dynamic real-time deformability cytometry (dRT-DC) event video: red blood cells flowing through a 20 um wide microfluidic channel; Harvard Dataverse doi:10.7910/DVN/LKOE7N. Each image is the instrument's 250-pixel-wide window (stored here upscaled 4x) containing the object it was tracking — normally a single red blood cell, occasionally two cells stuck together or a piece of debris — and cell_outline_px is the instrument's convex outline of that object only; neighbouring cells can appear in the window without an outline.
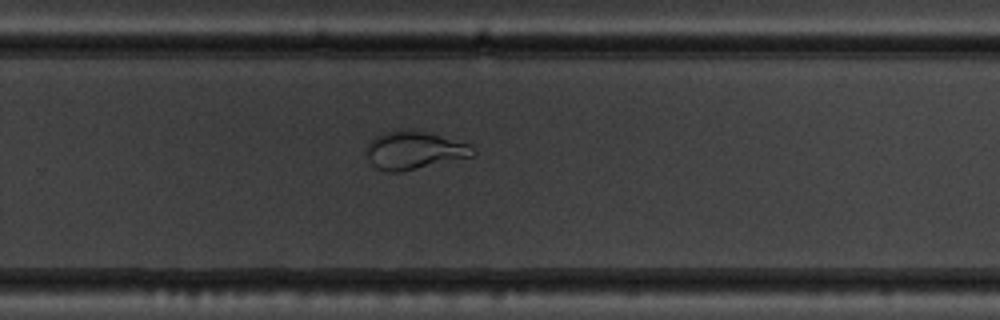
{"species": "common noctule bat (a hibernating species)", "species_latin": "Nyctalus noctula", "temperature_condition": "warm", "stored_images_in_passage": 54, "camera_frame_rate_fps": 3000, "um_per_image_px": 0.085, "animal": {"sex": "male", "body_mass_g": 19.5, "forearm_length_mm": 54.6}, "frame": {"image": 1, "passage_image": 36, "time_ms": 11.667, "image_size_px": [1000, 320], "cell_outline_px": [[476, 152], [472, 156], [400, 172], [388, 172], [376, 168], [368, 160], [368, 144], [380, 132], [400, 128], [408, 128], [428, 132], [468, 144]], "centroid_in_image_um": [35.16, 12.75], "position_along_channel_um": 294.6, "area_um2": 23.52}}
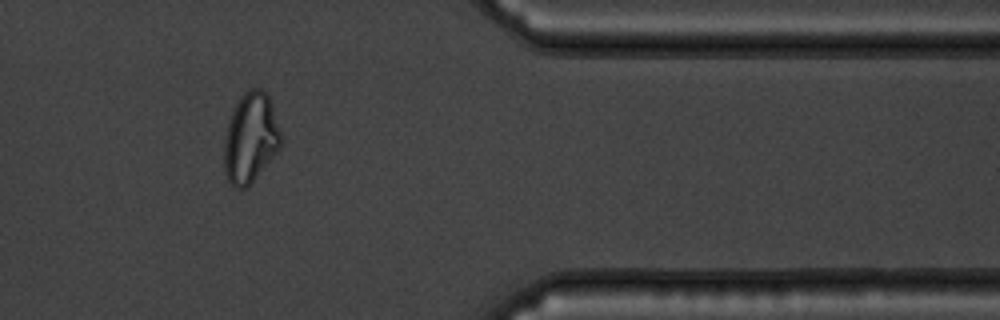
{"frame": {"image": 2, "passage_image": 45, "time_ms": 14.667, "image_size_px": [1000, 320], "cell_outline_px": [[284, 144], [248, 188], [236, 188], [228, 180], [224, 172], [224, 140], [228, 124], [232, 112], [240, 96], [244, 92], [252, 88], [260, 88], [268, 92], [272, 104]], "centroid_in_image_um": [21.32, 11.73], "position_along_channel_um": 390.1, "area_um2": 30.17}}
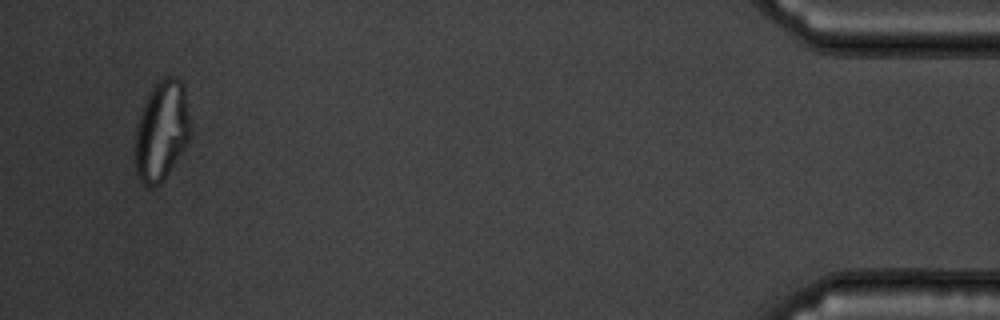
{"frame": {"image": 3, "passage_image": 52, "time_ms": 17.0, "image_size_px": [1000, 320], "cell_outline_px": [[188, 140], [164, 180], [156, 188], [148, 188], [136, 176], [136, 124], [144, 100], [148, 92], [164, 76], [176, 76], [184, 84], [188, 116]], "centroid_in_image_um": [13.7, 11.12], "position_along_channel_um": 421.5, "area_um2": 31.96}}